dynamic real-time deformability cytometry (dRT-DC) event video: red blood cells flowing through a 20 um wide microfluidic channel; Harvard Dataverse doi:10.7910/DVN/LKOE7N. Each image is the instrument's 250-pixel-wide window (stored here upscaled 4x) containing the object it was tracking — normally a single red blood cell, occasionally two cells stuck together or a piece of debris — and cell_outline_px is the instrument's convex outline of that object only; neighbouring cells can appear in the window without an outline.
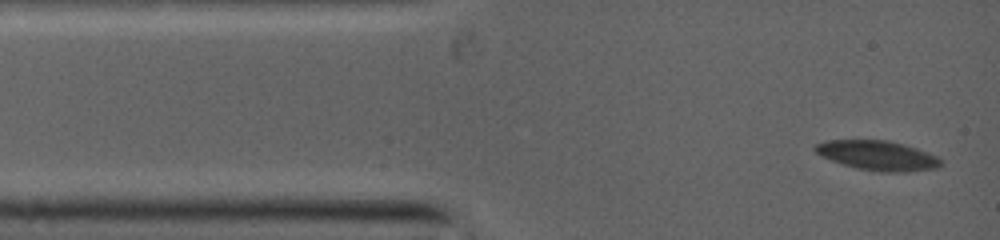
{"species": "common noctule bat (a hibernating species)", "species_latin": "Nyctalus noctula", "temperature_condition": "warm", "stored_images_in_passage": 63, "segment_of_instrument_passage": [1, 2], "camera_frame_rate_fps": 5000, "um_per_image_px": 0.085, "animal": {"sex": "female", "body_mass_g": 19.0, "forearm_length_mm": 53.3}, "frame": {"image": 1, "passage_image": 1, "time_ms": 0.0, "image_size_px": [1000, 240], "cell_outline_px": [[940, 164], [936, 168], [904, 172], [892, 172], [856, 168], [832, 160], [816, 152], [816, 144], [832, 140], [880, 140], [900, 144], [936, 156], [940, 160]], "centroid_in_image_um": [74.58, 13.22], "position_along_channel_um": 10.4, "area_um2": 20.63}}
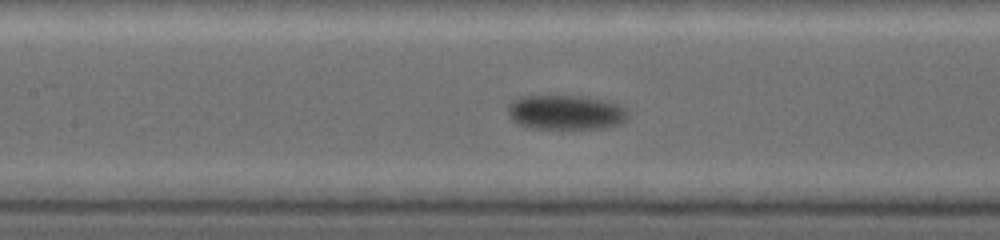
{"frame": {"image": 2, "passage_image": 17, "time_ms": 4.8, "image_size_px": [1000, 240], "cell_outline_px": [[624, 112], [620, 120], [612, 124], [596, 128], [536, 128], [520, 124], [512, 120], [508, 112], [508, 104], [520, 96], [564, 96], [592, 100], [616, 108]], "centroid_in_image_um": [47.77, 9.56], "position_along_channel_um": 159.6, "area_um2": 22.02}}
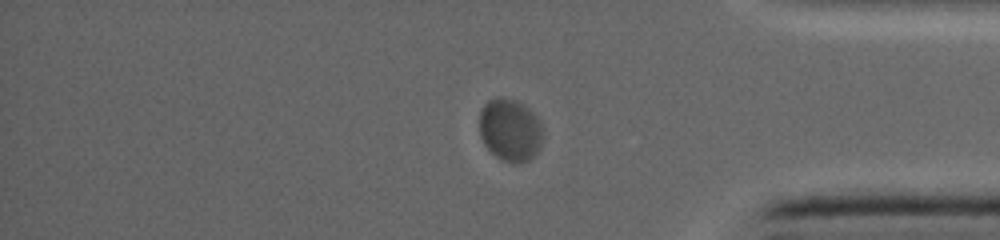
{"frame": {"image": 3, "passage_image": 45, "time_ms": 10.8, "image_size_px": [1000, 240], "cell_outline_px": [[540, 144], [536, 152], [528, 160], [512, 164], [496, 156], [484, 144], [480, 136], [480, 112], [484, 104], [488, 100], [516, 100], [540, 124]], "centroid_in_image_um": [43.29, 11.1], "position_along_channel_um": 391.9, "area_um2": 21.85}}